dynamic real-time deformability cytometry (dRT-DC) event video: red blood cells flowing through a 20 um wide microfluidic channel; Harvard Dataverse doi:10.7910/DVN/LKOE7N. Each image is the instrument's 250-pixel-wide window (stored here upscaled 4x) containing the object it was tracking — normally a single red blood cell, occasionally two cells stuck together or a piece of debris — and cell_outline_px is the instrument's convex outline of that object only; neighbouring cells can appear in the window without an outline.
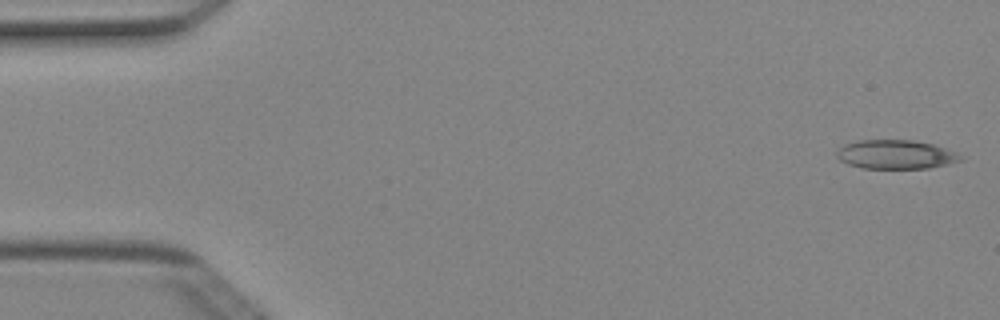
{"species": "Egyptian fruit bat (a non-hibernating species)", "species_latin": "Rousettus aegyptiacus", "temperature_condition": "cold", "stored_images_in_passage": 49, "camera_frame_rate_fps": 3000, "um_per_image_px": 0.085, "animal": {"sex": "female"}, "frame": {"image": 1, "passage_image": 1, "time_ms": 0.0, "image_size_px": [1000, 320], "cell_outline_px": [[964, 160], [948, 164], [928, 168], [864, 168], [848, 164], [840, 160], [836, 156], [836, 152], [844, 144], [860, 140], [912, 140], [932, 144], [956, 152]], "centroid_in_image_um": [76.13, 13.13], "position_along_channel_um": 8.9, "area_um2": 20.75}}
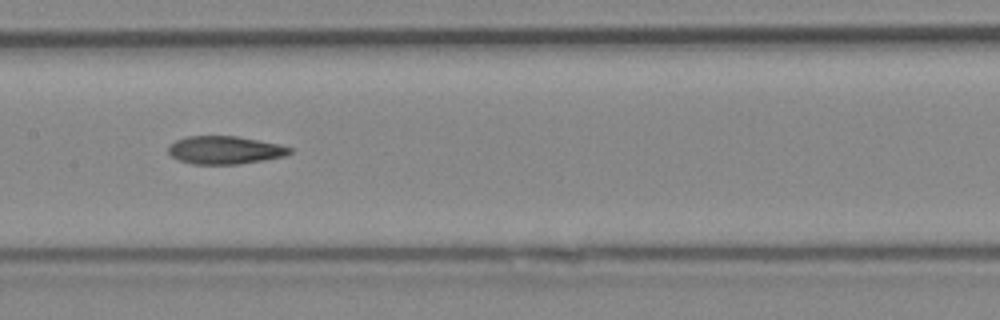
{"frame": {"image": 2, "passage_image": 24, "time_ms": 7.667, "image_size_px": [1000, 320], "cell_outline_px": [[292, 152], [284, 156], [264, 160], [240, 164], [192, 164], [180, 160], [172, 156], [168, 152], [168, 144], [176, 140], [188, 136], [236, 136], [280, 144], [292, 148]], "centroid_in_image_um": [19.11, 12.75], "position_along_channel_um": 188.3, "area_um2": 19.83}}
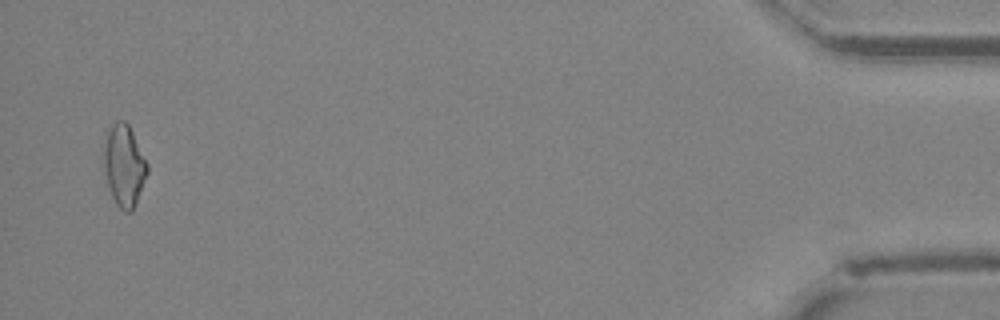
{"frame": {"image": 3, "passage_image": 48, "time_ms": 15.667, "image_size_px": [1000, 320], "cell_outline_px": [[148, 172], [136, 204], [132, 212], [124, 212], [116, 204], [112, 196], [100, 160], [104, 136], [108, 128], [116, 120], [124, 120], [128, 124], [148, 164]], "centroid_in_image_um": [10.49, 14.04], "position_along_channel_um": 424.7, "area_um2": 21.27}, "authors_computed_cell_mechanics": {"area_um2": 20.3456, "velocity_mm_per_s": 4.0418, "shape_relaxation_time_tau1_ms": 11.3368, "shape_relaxation_time_tau2_ms": 4.8633, "deformation_change_tau1": 0.2622, "deformation_change_tau2": 0.158}}